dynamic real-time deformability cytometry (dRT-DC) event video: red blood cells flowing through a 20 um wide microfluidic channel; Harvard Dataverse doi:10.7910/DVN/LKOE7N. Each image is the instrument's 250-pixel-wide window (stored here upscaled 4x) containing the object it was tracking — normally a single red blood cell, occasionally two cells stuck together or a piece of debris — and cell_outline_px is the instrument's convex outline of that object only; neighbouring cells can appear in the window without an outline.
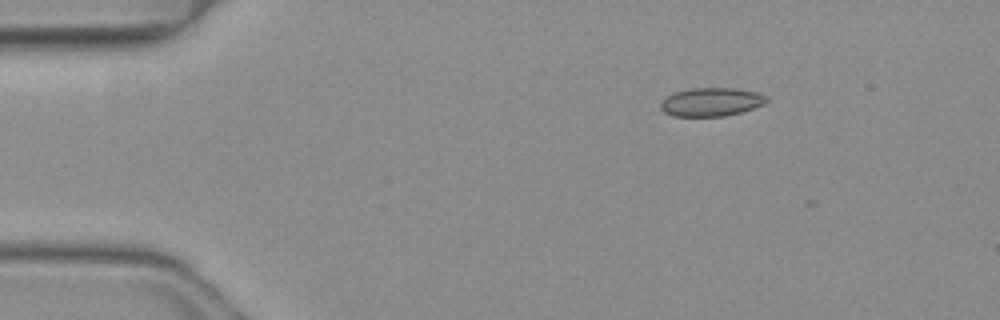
{"species": "common noctule bat (a hibernating species)", "species_latin": "Nyctalus noctula", "temperature_condition": "warm", "stored_images_in_passage": 5, "camera_frame_rate_fps": 3000, "um_per_image_px": 0.085, "animal": {"sex": "female", "body_mass_g": 19.3, "forearm_length_mm": 54.1}, "frame": {"image": 1, "passage_image": 2, "time_ms": 0.333, "image_size_px": [1000, 320], "cell_outline_px": [[768, 100], [764, 104], [740, 112], [724, 116], [672, 116], [664, 112], [660, 108], [660, 104], [668, 96], [676, 92], [688, 88], [732, 88], [756, 92], [768, 96]], "centroid_in_image_um": [60.45, 8.66], "position_along_channel_um": 24.5, "area_um2": 17.46}}